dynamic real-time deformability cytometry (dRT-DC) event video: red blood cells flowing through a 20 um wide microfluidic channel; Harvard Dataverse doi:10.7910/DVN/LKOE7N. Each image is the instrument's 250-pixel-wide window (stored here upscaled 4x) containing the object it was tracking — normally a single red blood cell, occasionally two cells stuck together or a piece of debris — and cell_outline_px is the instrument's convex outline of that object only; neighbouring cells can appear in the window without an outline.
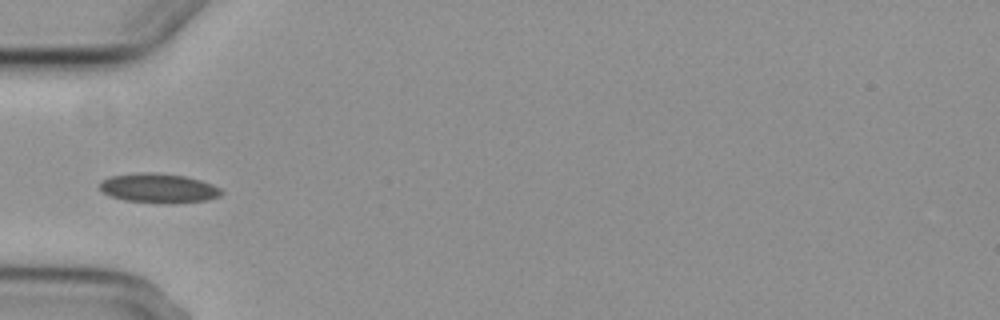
{"species": "common noctule bat (a hibernating species)", "species_latin": "Nyctalus noctula", "temperature_condition": "cold", "stored_images_in_passage": 6, "camera_frame_rate_fps": 3000, "um_per_image_px": 0.085, "animal": {"sex": "female", "body_mass_g": 29.2, "forearm_length_mm": 56.3}, "frame": {"image": 1, "passage_image": 5, "time_ms": 5.0, "image_size_px": [1000, 320], "cell_outline_px": [[224, 192], [220, 196], [208, 200], [168, 204], [124, 200], [112, 196], [104, 192], [100, 188], [100, 180], [112, 176], [140, 172], [156, 172], [184, 176], [200, 180], [212, 184], [220, 188]], "centroid_in_image_um": [13.51, 15.99], "position_along_channel_um": 71.5, "area_um2": 20.92}}
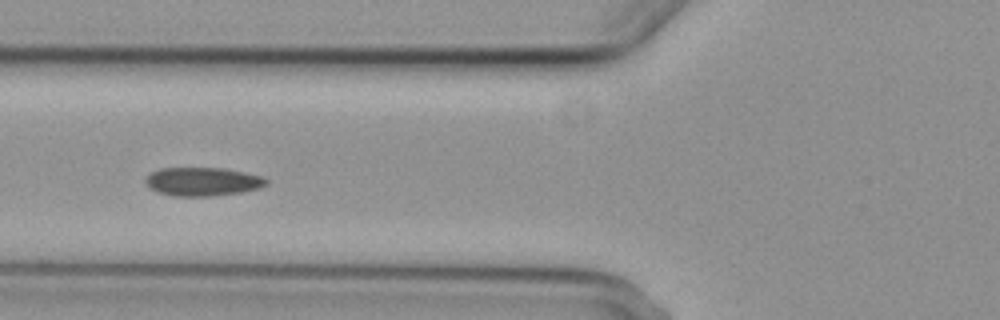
{"frame": {"image": 2, "passage_image": 6, "time_ms": 6.0, "image_size_px": [1000, 320], "cell_outline_px": [[268, 184], [260, 188], [240, 192], [212, 196], [172, 196], [148, 188], [144, 180], [152, 172], [160, 168], [224, 168], [264, 176], [268, 180]], "centroid_in_image_um": [17.24, 15.43], "position_along_channel_um": 108.6, "area_um2": 20.17}}